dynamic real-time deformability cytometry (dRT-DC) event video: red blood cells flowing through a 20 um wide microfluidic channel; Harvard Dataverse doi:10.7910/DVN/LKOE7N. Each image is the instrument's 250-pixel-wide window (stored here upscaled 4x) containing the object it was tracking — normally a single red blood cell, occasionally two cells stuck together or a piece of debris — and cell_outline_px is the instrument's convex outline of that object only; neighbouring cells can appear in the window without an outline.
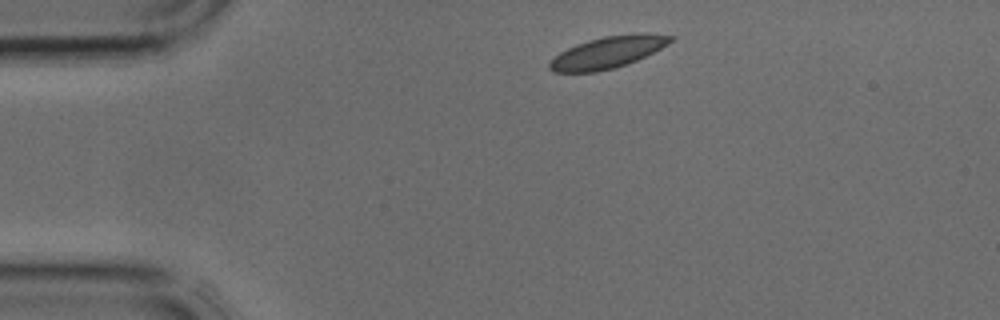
{"species": "common noctule bat (a hibernating species)", "species_latin": "Nyctalus noctula", "temperature_condition": "cold", "stored_images_in_passage": 2, "camera_frame_rate_fps": 3000, "um_per_image_px": 0.085, "animal": {"sex": "male", "body_mass_g": 17.9, "forearm_length_mm": 54.2}, "frame": {"image": 1, "passage_image": 1, "time_ms": 0.0, "image_size_px": [1000, 320], "cell_outline_px": [[676, 40], [636, 60], [612, 68], [596, 72], [552, 72], [548, 68], [548, 64], [560, 52], [576, 44], [588, 40], [604, 36], [640, 32], [644, 32], [676, 36]], "centroid_in_image_um": [51.69, 4.42], "position_along_channel_um": 33.3, "area_um2": 22.31}}